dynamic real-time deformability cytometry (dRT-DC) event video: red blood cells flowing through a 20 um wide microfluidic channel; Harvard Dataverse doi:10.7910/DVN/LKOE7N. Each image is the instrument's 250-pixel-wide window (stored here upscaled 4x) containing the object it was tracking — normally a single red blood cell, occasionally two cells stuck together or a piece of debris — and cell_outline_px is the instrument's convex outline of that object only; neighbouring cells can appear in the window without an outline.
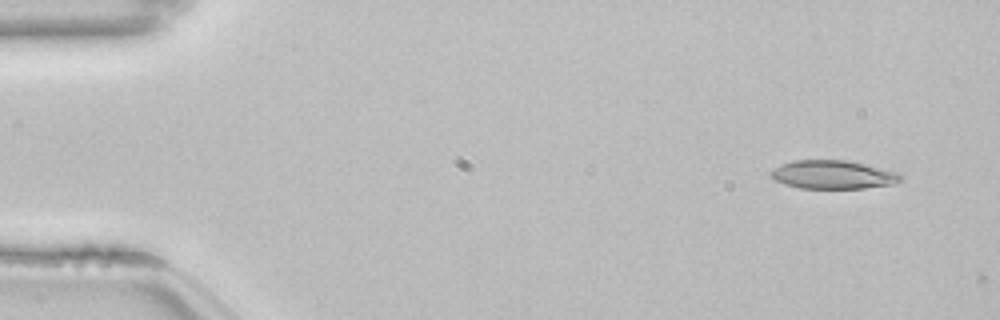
{"species": "common noctule bat (a hibernating species)", "species_latin": "Nyctalus noctula", "temperature_condition": "room temperature", "stored_images_in_passage": 2, "camera_frame_rate_fps": 3000, "um_per_image_px": 0.085, "animal": {"sex": "female", "body_mass_g": 22.7, "forearm_length_mm": 54.2}, "frame": {"image": 1, "passage_image": 1, "time_ms": 0.0, "image_size_px": [1000, 320], "cell_outline_px": [[904, 180], [892, 184], [864, 188], [800, 188], [784, 184], [776, 180], [768, 172], [772, 168], [780, 164], [796, 160], [852, 160], [900, 172], [904, 176]], "centroid_in_image_um": [70.86, 14.83], "position_along_channel_um": 14.1, "area_um2": 21.96}}